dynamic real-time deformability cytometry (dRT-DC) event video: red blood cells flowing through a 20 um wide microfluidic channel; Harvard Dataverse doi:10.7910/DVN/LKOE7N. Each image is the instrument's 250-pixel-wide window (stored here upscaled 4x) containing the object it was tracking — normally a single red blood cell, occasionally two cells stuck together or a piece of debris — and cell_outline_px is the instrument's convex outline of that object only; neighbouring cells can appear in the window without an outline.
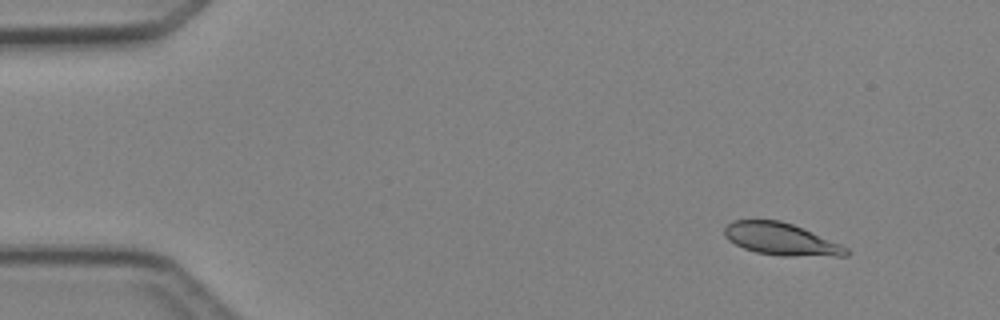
{"species": "Egyptian fruit bat (a non-hibernating species)", "species_latin": "Rousettus aegyptiacus", "temperature_condition": "cold", "stored_images_in_passage": 7, "camera_frame_rate_fps": 3000, "um_per_image_px": 0.085, "animal": {"sex": "female"}, "frame": {"image": 1, "passage_image": 2, "time_ms": 1.333, "image_size_px": [1000, 320], "cell_outline_px": [[852, 252], [848, 256], [784, 256], [756, 252], [744, 248], [728, 240], [724, 236], [724, 228], [732, 220], [780, 220], [792, 224], [840, 244], [848, 248]], "centroid_in_image_um": [66.4, 20.33], "position_along_channel_um": 18.6, "area_um2": 22.77}}
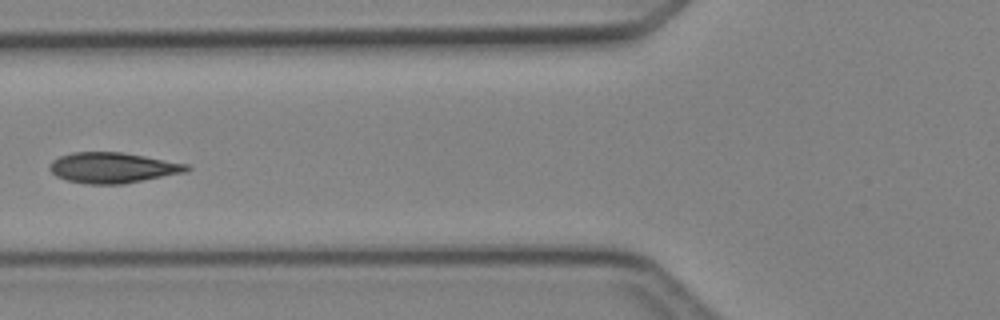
{"frame": {"image": 2, "passage_image": 6, "time_ms": 6.0, "image_size_px": [1000, 320], "cell_outline_px": [[192, 168], [188, 172], [120, 184], [88, 184], [68, 180], [56, 176], [48, 168], [52, 160], [60, 156], [72, 152], [120, 152], [144, 156], [188, 164]], "centroid_in_image_um": [9.59, 14.25], "position_along_channel_um": 116.2, "area_um2": 24.28}}
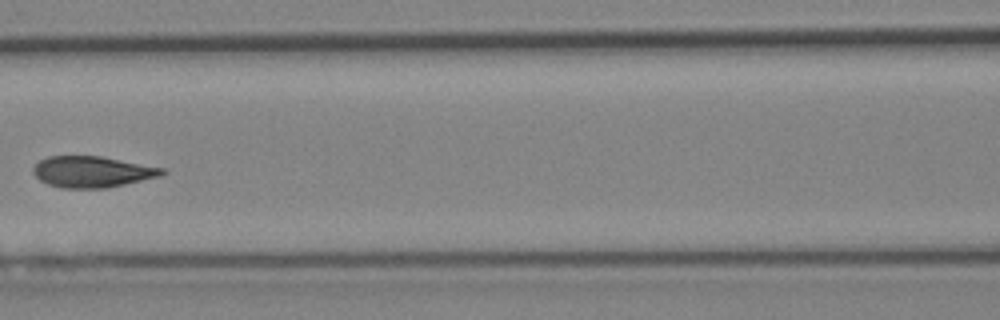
{"frame": {"image": 3, "passage_image": 7, "time_ms": 7.0, "image_size_px": [1000, 320], "cell_outline_px": [[168, 172], [160, 176], [108, 188], [60, 188], [48, 184], [40, 180], [32, 172], [32, 168], [40, 160], [48, 156], [100, 156], [164, 168]], "centroid_in_image_um": [7.83, 14.61], "position_along_channel_um": 158.8, "area_um2": 23.41}}